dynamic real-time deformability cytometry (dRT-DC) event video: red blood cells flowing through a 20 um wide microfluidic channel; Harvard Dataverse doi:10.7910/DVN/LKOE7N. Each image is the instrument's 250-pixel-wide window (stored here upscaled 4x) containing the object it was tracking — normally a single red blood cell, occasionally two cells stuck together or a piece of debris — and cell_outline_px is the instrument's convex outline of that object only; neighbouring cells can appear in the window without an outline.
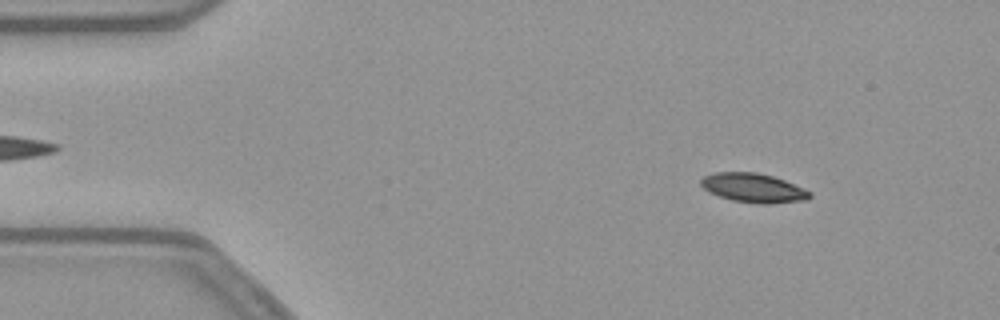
{"species": "common noctule bat (a hibernating species)", "species_latin": "Nyctalus noctula", "temperature_condition": "warm", "stored_images_in_passage": 53, "camera_frame_rate_fps": 3000, "um_per_image_px": 0.085, "animal": {"sex": "female", "body_mass_g": 21.9}, "frame": {"image": 1, "passage_image": 6, "time_ms": 1.667, "image_size_px": [1000, 320], "cell_outline_px": [[812, 196], [808, 200], [768, 204], [756, 204], [732, 200], [708, 192], [700, 184], [700, 180], [704, 176], [716, 172], [756, 172], [772, 176], [784, 180], [804, 188], [812, 192]], "centroid_in_image_um": [64.06, 15.98], "position_along_channel_um": 20.9, "area_um2": 18.61}}
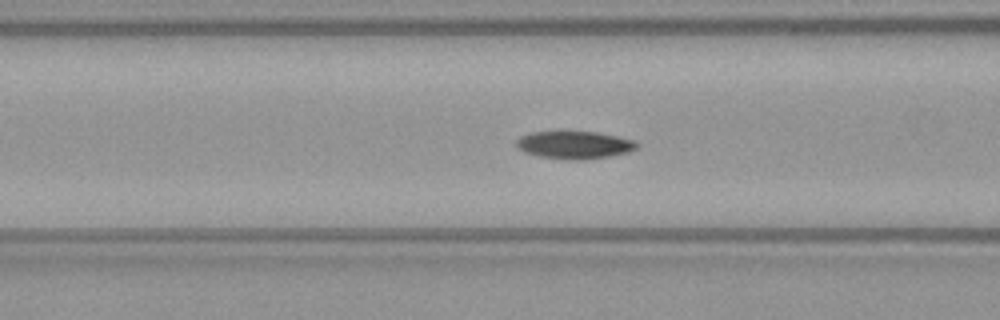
{"frame": {"image": 2, "passage_image": 20, "time_ms": 6.333, "image_size_px": [1000, 320], "cell_outline_px": [[640, 144], [636, 148], [628, 152], [608, 156], [584, 160], [568, 160], [540, 156], [524, 152], [516, 148], [516, 140], [520, 136], [532, 132], [596, 132], [636, 140]], "centroid_in_image_um": [48.82, 12.32], "position_along_channel_um": 117.8, "area_um2": 19.42}}
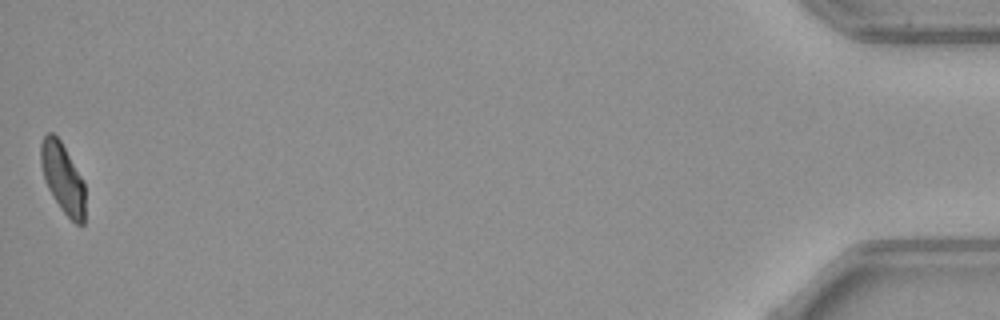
{"frame": {"image": 3, "passage_image": 53, "time_ms": 17.333, "image_size_px": [1000, 320], "cell_outline_px": [[84, 224], [76, 224], [60, 208], [48, 188], [44, 180], [40, 164], [40, 144], [44, 136], [48, 132], [52, 132], [60, 140], [84, 180]], "centroid_in_image_um": [5.32, 15.11], "position_along_channel_um": 429.9, "area_um2": 18.03}, "authors_computed_cell_mechanics": {"area_um2": 19.1896, "velocity_mm_per_s": 3.7931, "shape_relaxation_time_tau1_ms": 6.6171, "shape_relaxation_time_tau2_ms": null, "deformation_change_tau1": 0.1642, "deformation_change_tau2": null}}